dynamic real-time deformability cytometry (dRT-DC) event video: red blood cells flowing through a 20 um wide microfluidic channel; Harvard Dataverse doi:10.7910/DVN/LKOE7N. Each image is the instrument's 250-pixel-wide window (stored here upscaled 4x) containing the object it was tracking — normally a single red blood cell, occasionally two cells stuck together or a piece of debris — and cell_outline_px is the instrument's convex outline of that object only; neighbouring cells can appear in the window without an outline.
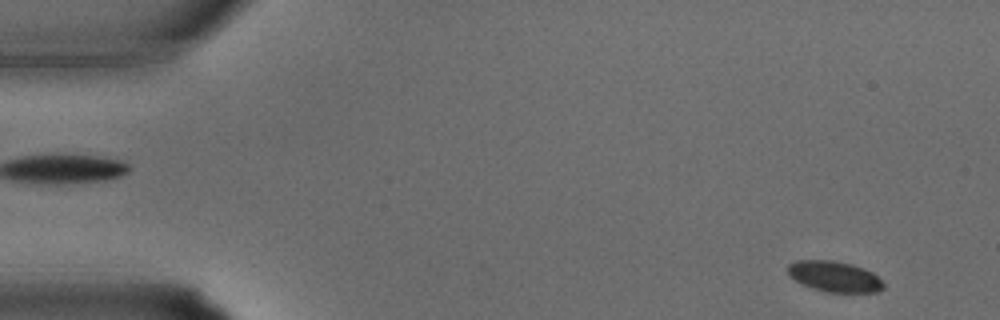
{"species": "common noctule bat (a hibernating species)", "species_latin": "Nyctalus noctula", "temperature_condition": "warm", "stored_images_in_passage": 4, "camera_frame_rate_fps": 3000, "um_per_image_px": 0.085, "animal": {"sex": "male", "body_mass_g": 15.6}, "frame": {"image": 1, "passage_image": 1, "time_ms": 0.0, "image_size_px": [1000, 320], "cell_outline_px": [[884, 288], [880, 292], [828, 292], [812, 288], [796, 280], [788, 272], [788, 264], [796, 260], [832, 260], [852, 264], [864, 268], [872, 272], [884, 284]], "centroid_in_image_um": [70.95, 23.5], "position_along_channel_um": 14.0, "area_um2": 16.99}}